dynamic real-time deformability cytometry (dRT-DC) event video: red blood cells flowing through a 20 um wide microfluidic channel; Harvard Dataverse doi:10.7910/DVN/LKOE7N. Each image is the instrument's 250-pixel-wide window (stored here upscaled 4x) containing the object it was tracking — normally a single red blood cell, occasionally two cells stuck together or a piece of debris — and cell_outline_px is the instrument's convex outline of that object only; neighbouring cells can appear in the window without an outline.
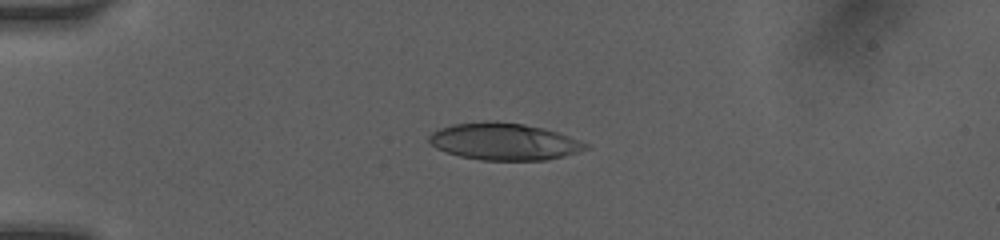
{"species": "human", "species_latin": "Homo sapiens", "temperature_condition": "room temperature", "stored_images_in_passage": 49, "camera_frame_rate_fps": 3000, "um_per_image_px": 0.085, "donor": {"sex": "female"}, "frame": {"image": 1, "passage_image": 1, "time_ms": 0.0, "image_size_px": [1000, 240], "cell_outline_px": [[588, 148], [564, 156], [544, 160], [480, 160], [460, 156], [436, 148], [428, 140], [428, 136], [432, 132], [440, 128], [452, 124], [484, 120], [496, 120], [524, 124], [544, 128], [560, 132], [580, 140], [588, 144]], "centroid_in_image_um": [42.84, 12.01], "position_along_channel_um": 42.2, "area_um2": 33.99}}
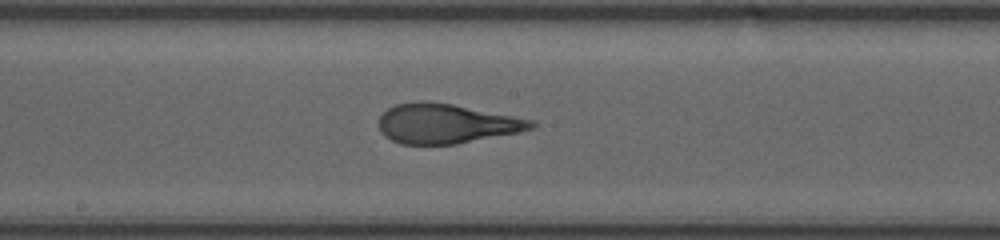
{"frame": {"image": 2, "passage_image": 20, "time_ms": 5.0, "image_size_px": [1000, 240], "cell_outline_px": [[540, 124], [532, 128], [520, 132], [456, 144], [400, 144], [384, 136], [380, 132], [380, 116], [388, 108], [396, 104], [416, 100], [428, 100], [452, 104], [536, 120]], "centroid_in_image_um": [37.96, 10.5], "position_along_channel_um": 210.2, "area_um2": 35.49}}
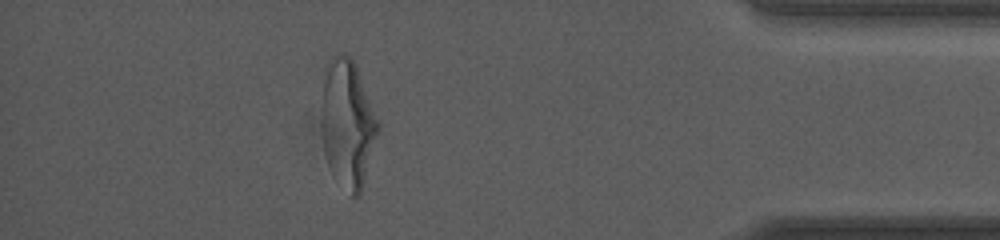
{"frame": {"image": 3, "passage_image": 42, "time_ms": 10.667, "image_size_px": [1000, 240], "cell_outline_px": [[380, 124], [364, 180], [360, 192], [356, 196], [352, 196], [344, 172], [324, 108], [324, 84], [332, 56], [348, 56], [356, 64]], "centroid_in_image_um": [29.79, 10.14], "position_along_channel_um": 405.4, "area_um2": 34.8}, "authors_computed_cell_mechanics": {"area_um2": 35.6048, "velocity_mm_per_s": 4.1135, "shape_relaxation_time_tau1_ms": 5.546, "shape_relaxation_time_tau2_ms": 0.766, "deformation_change_tau1": 0.2498, "deformation_change_tau2": 0.1052}}